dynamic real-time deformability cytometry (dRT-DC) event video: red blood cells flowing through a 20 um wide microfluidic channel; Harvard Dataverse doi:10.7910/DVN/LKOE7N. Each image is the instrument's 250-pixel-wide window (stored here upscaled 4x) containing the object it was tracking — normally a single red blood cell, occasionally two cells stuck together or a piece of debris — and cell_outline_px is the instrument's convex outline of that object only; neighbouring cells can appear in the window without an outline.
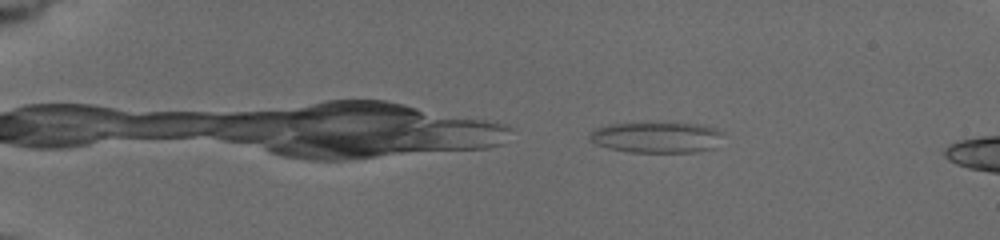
{"species": "common noctule bat (a hibernating species)", "species_latin": "Nyctalus noctula", "temperature_condition": "cold", "stored_images_in_passage": 8, "camera_frame_rate_fps": 3000, "um_per_image_px": 0.085, "animal": {"sex": "female", "body_mass_g": 19.5, "forearm_length_mm": 54.1}, "frame": {"image": 1, "passage_image": 1, "time_ms": 0.0, "image_size_px": [1000, 240], "cell_outline_px": [[724, 132], [712, 148], [692, 152], [632, 152], [608, 148], [596, 144], [588, 136], [596, 128], [608, 124], [700, 124], [716, 128]], "centroid_in_image_um": [55.8, 11.68], "position_along_channel_um": 29.2, "area_um2": 23.41}}